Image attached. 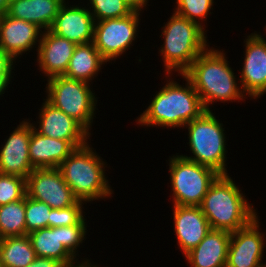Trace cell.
<instances>
[{"mask_svg": "<svg viewBox=\"0 0 266 267\" xmlns=\"http://www.w3.org/2000/svg\"><path fill=\"white\" fill-rule=\"evenodd\" d=\"M26 235L25 198L0 206V237Z\"/></svg>", "mask_w": 266, "mask_h": 267, "instance_id": "obj_25", "label": "cell"}, {"mask_svg": "<svg viewBox=\"0 0 266 267\" xmlns=\"http://www.w3.org/2000/svg\"><path fill=\"white\" fill-rule=\"evenodd\" d=\"M82 204L84 205V202L78 201L76 204L66 208H51V217L48 219V227L86 225Z\"/></svg>", "mask_w": 266, "mask_h": 267, "instance_id": "obj_29", "label": "cell"}, {"mask_svg": "<svg viewBox=\"0 0 266 267\" xmlns=\"http://www.w3.org/2000/svg\"><path fill=\"white\" fill-rule=\"evenodd\" d=\"M94 21L126 17L134 10L123 0H89Z\"/></svg>", "mask_w": 266, "mask_h": 267, "instance_id": "obj_27", "label": "cell"}, {"mask_svg": "<svg viewBox=\"0 0 266 267\" xmlns=\"http://www.w3.org/2000/svg\"><path fill=\"white\" fill-rule=\"evenodd\" d=\"M245 197L229 175L219 174L211 183L199 207L211 229L235 232L257 217L256 210Z\"/></svg>", "mask_w": 266, "mask_h": 267, "instance_id": "obj_3", "label": "cell"}, {"mask_svg": "<svg viewBox=\"0 0 266 267\" xmlns=\"http://www.w3.org/2000/svg\"><path fill=\"white\" fill-rule=\"evenodd\" d=\"M75 150L67 141L39 134L34 129L29 142V158L34 169L58 168Z\"/></svg>", "mask_w": 266, "mask_h": 267, "instance_id": "obj_21", "label": "cell"}, {"mask_svg": "<svg viewBox=\"0 0 266 267\" xmlns=\"http://www.w3.org/2000/svg\"><path fill=\"white\" fill-rule=\"evenodd\" d=\"M33 129V122L23 120L10 134L0 150V173L27 179L34 170L28 152Z\"/></svg>", "mask_w": 266, "mask_h": 267, "instance_id": "obj_15", "label": "cell"}, {"mask_svg": "<svg viewBox=\"0 0 266 267\" xmlns=\"http://www.w3.org/2000/svg\"><path fill=\"white\" fill-rule=\"evenodd\" d=\"M47 101L78 121L88 132L92 126L97 100L89 83L64 76L48 78Z\"/></svg>", "mask_w": 266, "mask_h": 267, "instance_id": "obj_7", "label": "cell"}, {"mask_svg": "<svg viewBox=\"0 0 266 267\" xmlns=\"http://www.w3.org/2000/svg\"><path fill=\"white\" fill-rule=\"evenodd\" d=\"M175 3H177V7L174 13L203 27L200 20L201 22L206 21L207 15L211 14L210 9H213L214 0H176Z\"/></svg>", "mask_w": 266, "mask_h": 267, "instance_id": "obj_30", "label": "cell"}, {"mask_svg": "<svg viewBox=\"0 0 266 267\" xmlns=\"http://www.w3.org/2000/svg\"><path fill=\"white\" fill-rule=\"evenodd\" d=\"M161 36L164 44L160 53L169 79L174 70L183 74L209 46L204 27L176 13L163 26Z\"/></svg>", "mask_w": 266, "mask_h": 267, "instance_id": "obj_4", "label": "cell"}, {"mask_svg": "<svg viewBox=\"0 0 266 267\" xmlns=\"http://www.w3.org/2000/svg\"><path fill=\"white\" fill-rule=\"evenodd\" d=\"M89 144L76 148L59 166L63 179L82 202L109 198L113 190L105 177V162Z\"/></svg>", "mask_w": 266, "mask_h": 267, "instance_id": "obj_5", "label": "cell"}, {"mask_svg": "<svg viewBox=\"0 0 266 267\" xmlns=\"http://www.w3.org/2000/svg\"><path fill=\"white\" fill-rule=\"evenodd\" d=\"M199 94L205 110L214 101L244 100L247 96L241 86H237L236 75L225 57L223 51L206 49L183 73ZM235 75V76H234Z\"/></svg>", "mask_w": 266, "mask_h": 267, "instance_id": "obj_1", "label": "cell"}, {"mask_svg": "<svg viewBox=\"0 0 266 267\" xmlns=\"http://www.w3.org/2000/svg\"><path fill=\"white\" fill-rule=\"evenodd\" d=\"M15 60L0 48V76H11Z\"/></svg>", "mask_w": 266, "mask_h": 267, "instance_id": "obj_31", "label": "cell"}, {"mask_svg": "<svg viewBox=\"0 0 266 267\" xmlns=\"http://www.w3.org/2000/svg\"><path fill=\"white\" fill-rule=\"evenodd\" d=\"M39 128L34 130L47 137L67 140L75 149L86 145L91 133L78 121L54 107L46 99L39 109Z\"/></svg>", "mask_w": 266, "mask_h": 267, "instance_id": "obj_14", "label": "cell"}, {"mask_svg": "<svg viewBox=\"0 0 266 267\" xmlns=\"http://www.w3.org/2000/svg\"><path fill=\"white\" fill-rule=\"evenodd\" d=\"M27 267H65L59 261L52 258L36 257Z\"/></svg>", "mask_w": 266, "mask_h": 267, "instance_id": "obj_32", "label": "cell"}, {"mask_svg": "<svg viewBox=\"0 0 266 267\" xmlns=\"http://www.w3.org/2000/svg\"><path fill=\"white\" fill-rule=\"evenodd\" d=\"M65 0H11L6 14L49 30Z\"/></svg>", "mask_w": 266, "mask_h": 267, "instance_id": "obj_22", "label": "cell"}, {"mask_svg": "<svg viewBox=\"0 0 266 267\" xmlns=\"http://www.w3.org/2000/svg\"><path fill=\"white\" fill-rule=\"evenodd\" d=\"M26 191L28 197L51 208H66L79 201L58 168L34 169L27 176Z\"/></svg>", "mask_w": 266, "mask_h": 267, "instance_id": "obj_11", "label": "cell"}, {"mask_svg": "<svg viewBox=\"0 0 266 267\" xmlns=\"http://www.w3.org/2000/svg\"><path fill=\"white\" fill-rule=\"evenodd\" d=\"M78 263L71 264L67 267H98L95 264L92 265V263H90V260H87V259L85 261H82V263L78 261Z\"/></svg>", "mask_w": 266, "mask_h": 267, "instance_id": "obj_35", "label": "cell"}, {"mask_svg": "<svg viewBox=\"0 0 266 267\" xmlns=\"http://www.w3.org/2000/svg\"><path fill=\"white\" fill-rule=\"evenodd\" d=\"M181 76L187 82L185 87L172 79L167 80L147 109L137 118L138 125L185 127L187 123L198 118L205 111L192 83L183 74Z\"/></svg>", "mask_w": 266, "mask_h": 267, "instance_id": "obj_2", "label": "cell"}, {"mask_svg": "<svg viewBox=\"0 0 266 267\" xmlns=\"http://www.w3.org/2000/svg\"><path fill=\"white\" fill-rule=\"evenodd\" d=\"M190 151L194 156H183L195 163L208 166L219 174L226 170V137L223 124L212 110H205L198 118L187 123Z\"/></svg>", "mask_w": 266, "mask_h": 267, "instance_id": "obj_6", "label": "cell"}, {"mask_svg": "<svg viewBox=\"0 0 266 267\" xmlns=\"http://www.w3.org/2000/svg\"><path fill=\"white\" fill-rule=\"evenodd\" d=\"M257 217L246 227L231 232L226 267H266L261 263L264 251V234L259 232Z\"/></svg>", "mask_w": 266, "mask_h": 267, "instance_id": "obj_12", "label": "cell"}, {"mask_svg": "<svg viewBox=\"0 0 266 267\" xmlns=\"http://www.w3.org/2000/svg\"><path fill=\"white\" fill-rule=\"evenodd\" d=\"M26 179L0 173V206L25 198Z\"/></svg>", "mask_w": 266, "mask_h": 267, "instance_id": "obj_28", "label": "cell"}, {"mask_svg": "<svg viewBox=\"0 0 266 267\" xmlns=\"http://www.w3.org/2000/svg\"><path fill=\"white\" fill-rule=\"evenodd\" d=\"M174 232L182 253L195 248L211 230L199 206H173Z\"/></svg>", "mask_w": 266, "mask_h": 267, "instance_id": "obj_19", "label": "cell"}, {"mask_svg": "<svg viewBox=\"0 0 266 267\" xmlns=\"http://www.w3.org/2000/svg\"><path fill=\"white\" fill-rule=\"evenodd\" d=\"M123 1L134 11L140 12L144 7H146L149 0H123Z\"/></svg>", "mask_w": 266, "mask_h": 267, "instance_id": "obj_33", "label": "cell"}, {"mask_svg": "<svg viewBox=\"0 0 266 267\" xmlns=\"http://www.w3.org/2000/svg\"><path fill=\"white\" fill-rule=\"evenodd\" d=\"M91 11L77 5L68 7L64 2L50 30L76 45L92 42L95 21Z\"/></svg>", "mask_w": 266, "mask_h": 267, "instance_id": "obj_16", "label": "cell"}, {"mask_svg": "<svg viewBox=\"0 0 266 267\" xmlns=\"http://www.w3.org/2000/svg\"><path fill=\"white\" fill-rule=\"evenodd\" d=\"M169 166L173 205L199 206L211 183L219 175L214 169L195 163L183 155L170 157Z\"/></svg>", "mask_w": 266, "mask_h": 267, "instance_id": "obj_8", "label": "cell"}, {"mask_svg": "<svg viewBox=\"0 0 266 267\" xmlns=\"http://www.w3.org/2000/svg\"><path fill=\"white\" fill-rule=\"evenodd\" d=\"M231 232L211 229L205 238L184 256L191 267H226Z\"/></svg>", "mask_w": 266, "mask_h": 267, "instance_id": "obj_20", "label": "cell"}, {"mask_svg": "<svg viewBox=\"0 0 266 267\" xmlns=\"http://www.w3.org/2000/svg\"><path fill=\"white\" fill-rule=\"evenodd\" d=\"M37 48L40 71L48 77L63 76L66 72L76 44L60 37L50 29L42 32Z\"/></svg>", "mask_w": 266, "mask_h": 267, "instance_id": "obj_17", "label": "cell"}, {"mask_svg": "<svg viewBox=\"0 0 266 267\" xmlns=\"http://www.w3.org/2000/svg\"><path fill=\"white\" fill-rule=\"evenodd\" d=\"M51 217V207L46 203L25 196V221L26 235L48 227V219Z\"/></svg>", "mask_w": 266, "mask_h": 267, "instance_id": "obj_26", "label": "cell"}, {"mask_svg": "<svg viewBox=\"0 0 266 267\" xmlns=\"http://www.w3.org/2000/svg\"><path fill=\"white\" fill-rule=\"evenodd\" d=\"M36 257L28 235L0 240V262L3 267H27Z\"/></svg>", "mask_w": 266, "mask_h": 267, "instance_id": "obj_24", "label": "cell"}, {"mask_svg": "<svg viewBox=\"0 0 266 267\" xmlns=\"http://www.w3.org/2000/svg\"><path fill=\"white\" fill-rule=\"evenodd\" d=\"M10 78H12V76H0V95L5 93L8 84H10Z\"/></svg>", "mask_w": 266, "mask_h": 267, "instance_id": "obj_34", "label": "cell"}, {"mask_svg": "<svg viewBox=\"0 0 266 267\" xmlns=\"http://www.w3.org/2000/svg\"><path fill=\"white\" fill-rule=\"evenodd\" d=\"M107 61L101 56L93 42L76 45L65 74L66 78L86 83L96 77Z\"/></svg>", "mask_w": 266, "mask_h": 267, "instance_id": "obj_23", "label": "cell"}, {"mask_svg": "<svg viewBox=\"0 0 266 267\" xmlns=\"http://www.w3.org/2000/svg\"><path fill=\"white\" fill-rule=\"evenodd\" d=\"M86 225L45 227L28 234L38 257L52 258L65 267L77 263V248L83 242ZM77 250V251H76Z\"/></svg>", "mask_w": 266, "mask_h": 267, "instance_id": "obj_9", "label": "cell"}, {"mask_svg": "<svg viewBox=\"0 0 266 267\" xmlns=\"http://www.w3.org/2000/svg\"><path fill=\"white\" fill-rule=\"evenodd\" d=\"M10 1L11 0H0V17L7 12Z\"/></svg>", "mask_w": 266, "mask_h": 267, "instance_id": "obj_36", "label": "cell"}, {"mask_svg": "<svg viewBox=\"0 0 266 267\" xmlns=\"http://www.w3.org/2000/svg\"><path fill=\"white\" fill-rule=\"evenodd\" d=\"M40 32L43 31L35 24L5 13L0 17V48L16 60L40 42Z\"/></svg>", "mask_w": 266, "mask_h": 267, "instance_id": "obj_18", "label": "cell"}, {"mask_svg": "<svg viewBox=\"0 0 266 267\" xmlns=\"http://www.w3.org/2000/svg\"><path fill=\"white\" fill-rule=\"evenodd\" d=\"M246 42V43H245ZM240 86L253 99L266 93V40L259 33L247 36Z\"/></svg>", "mask_w": 266, "mask_h": 267, "instance_id": "obj_13", "label": "cell"}, {"mask_svg": "<svg viewBox=\"0 0 266 267\" xmlns=\"http://www.w3.org/2000/svg\"><path fill=\"white\" fill-rule=\"evenodd\" d=\"M139 15V11H133L126 17L95 22L92 42L107 62L119 58L130 49L138 36Z\"/></svg>", "mask_w": 266, "mask_h": 267, "instance_id": "obj_10", "label": "cell"}]
</instances>
